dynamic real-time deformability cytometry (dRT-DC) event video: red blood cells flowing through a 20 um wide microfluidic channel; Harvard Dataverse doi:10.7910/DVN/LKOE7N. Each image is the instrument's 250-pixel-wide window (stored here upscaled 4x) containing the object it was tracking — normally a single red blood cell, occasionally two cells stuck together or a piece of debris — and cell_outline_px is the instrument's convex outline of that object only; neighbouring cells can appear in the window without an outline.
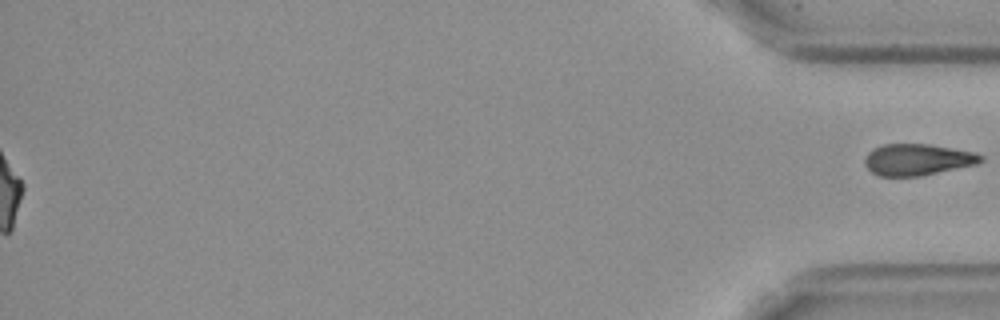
{"species": "Egyptian fruit bat (a non-hibernating species)", "species_latin": "Rousettus aegyptiacus", "temperature_condition": "cold", "stored_images_in_passage": 51, "segment_of_instrument_passage": [2, 2], "camera_frame_rate_fps": 3000, "um_per_image_px": 0.085, "frame": {"image": 1, "passage_image": 51, "time_ms": 16.667, "image_size_px": [1000, 320], "cell_outline_px": [[984, 160], [976, 164], [920, 176], [880, 176], [872, 172], [864, 164], [864, 160], [868, 152], [884, 144], [928, 144], [976, 152], [984, 156]], "centroid_in_image_um": [78.0, 13.56], "position_along_channel_um": 357.2, "area_um2": 21.15}}